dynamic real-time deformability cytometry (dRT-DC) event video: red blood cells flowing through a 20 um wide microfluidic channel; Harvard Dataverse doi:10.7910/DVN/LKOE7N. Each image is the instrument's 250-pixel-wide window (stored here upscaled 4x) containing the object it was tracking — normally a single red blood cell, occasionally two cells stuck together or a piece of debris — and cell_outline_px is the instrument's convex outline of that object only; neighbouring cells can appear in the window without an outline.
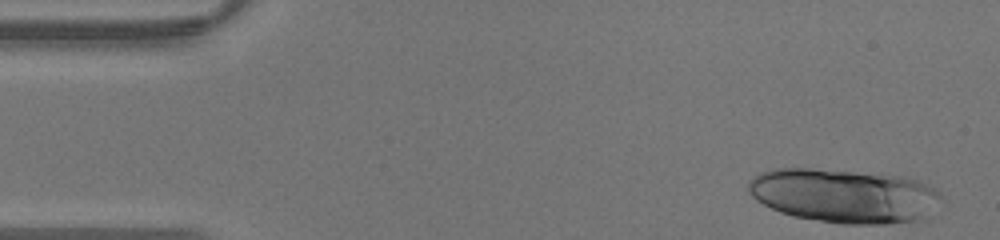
{"species": "human", "species_latin": "Homo sapiens", "temperature_condition": "warm", "stored_images_in_passage": 34, "segment_of_instrument_passage": [1, 2], "camera_frame_rate_fps": 3000, "um_per_image_px": 0.085, "donor": {"sex": "male"}, "frame": {"image": 1, "passage_image": 1, "time_ms": 0.0, "image_size_px": [1000, 240], "cell_outline_px": [[944, 200], [924, 220], [888, 224], [840, 224], [792, 216], [780, 212], [756, 200], [748, 192], [748, 184], [760, 172], [772, 168], [808, 168], [904, 176], [916, 180], [936, 188], [940, 192]], "centroid_in_image_um": [71.82, 16.65], "position_along_channel_um": 13.2, "area_um2": 61.33}}